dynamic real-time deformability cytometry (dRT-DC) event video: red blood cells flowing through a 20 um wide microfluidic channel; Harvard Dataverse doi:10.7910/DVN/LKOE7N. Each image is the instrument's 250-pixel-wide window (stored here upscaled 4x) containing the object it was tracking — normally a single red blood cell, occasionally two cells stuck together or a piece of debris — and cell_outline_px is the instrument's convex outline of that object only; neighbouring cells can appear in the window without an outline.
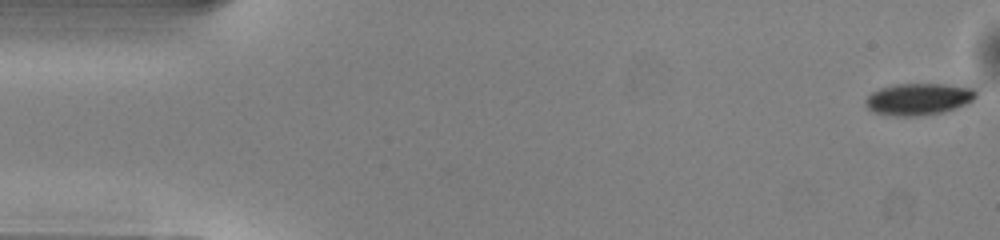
{"species": "common noctule bat (a hibernating species)", "species_latin": "Nyctalus noctula", "temperature_condition": "warm", "stored_images_in_passage": 51, "camera_frame_rate_fps": 3000, "um_per_image_px": 0.085, "animal": {"sex": "male", "body_mass_g": 13.0, "forearm_length_mm": 53.1}, "frame": {"image": 1, "passage_image": 1, "time_ms": 0.0, "image_size_px": [1000, 240], "cell_outline_px": [[976, 96], [972, 100], [964, 104], [944, 112], [916, 116], [896, 116], [872, 112], [864, 104], [864, 100], [872, 92], [880, 88], [896, 84], [944, 84], [976, 88]], "centroid_in_image_um": [78.05, 8.42], "position_along_channel_um": 7.0, "area_um2": 20.46}}
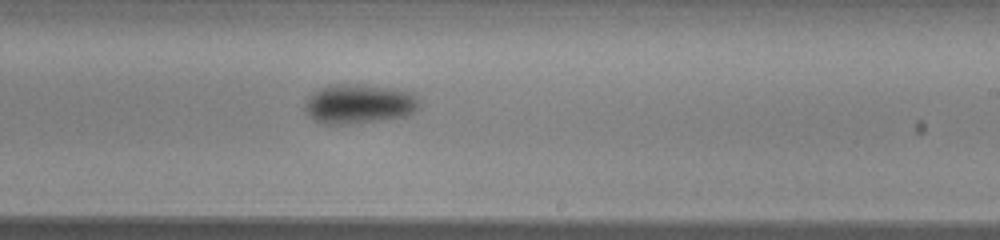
{"frame": {"image": 2, "passage_image": 30, "time_ms": 9.667, "image_size_px": [1000, 240], "cell_outline_px": [[420, 108], [404, 116], [380, 120], [352, 124], [320, 124], [308, 116], [304, 112], [304, 100], [312, 92], [320, 88], [332, 84], [360, 84], [392, 88], [412, 92], [420, 100]], "centroid_in_image_um": [30.47, 8.83], "position_along_channel_um": 258.5, "area_um2": 26.82}}
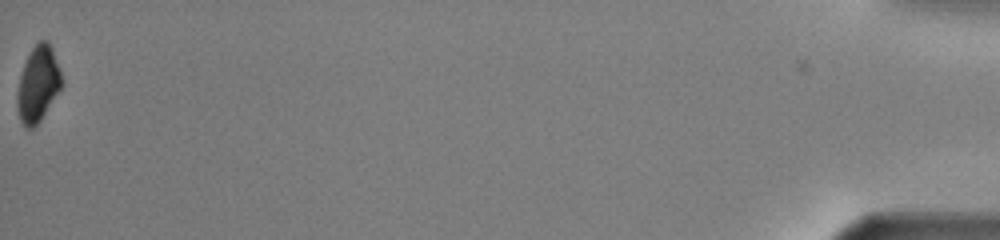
{"frame": {"image": 3, "passage_image": 51, "time_ms": 16.667, "image_size_px": [1000, 240], "cell_outline_px": [[64, 84], [40, 120], [32, 128], [24, 128], [20, 120], [16, 100], [16, 96], [20, 76], [24, 64], [32, 48], [40, 40], [48, 40], [52, 48]], "centroid_in_image_um": [3.23, 7.15], "position_along_channel_um": 432.0, "area_um2": 19.42}, "authors_computed_cell_mechanics": {"area_um2": 22.8888, "velocity_mm_per_s": 4.0307, "shape_relaxation_time_tau1_ms": 1.2944, "shape_relaxation_time_tau2_ms": null, "deformation_change_tau1": 0.1094, "deformation_change_tau2": null}}